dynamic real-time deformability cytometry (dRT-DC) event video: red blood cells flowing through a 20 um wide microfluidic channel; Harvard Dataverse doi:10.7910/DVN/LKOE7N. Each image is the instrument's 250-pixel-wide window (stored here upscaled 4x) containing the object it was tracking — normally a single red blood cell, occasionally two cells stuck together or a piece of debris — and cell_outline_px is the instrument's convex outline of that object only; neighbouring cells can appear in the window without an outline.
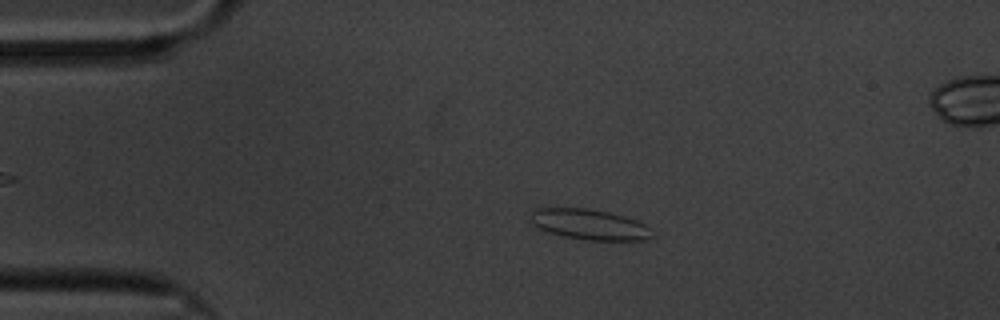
{"species": "common noctule bat (a hibernating species)", "species_latin": "Nyctalus noctula", "temperature_condition": "cold", "stored_images_in_passage": 60, "camera_frame_rate_fps": 3000, "um_per_image_px": 0.085, "animal": {"sex": "male", "body_mass_g": 20.1, "forearm_length_mm": 53.5}, "frame": {"image": 1, "passage_image": 12, "time_ms": 3.667, "image_size_px": [1000, 320], "cell_outline_px": [[652, 236], [648, 240], [584, 240], [560, 236], [548, 232], [532, 224], [532, 212], [536, 208], [588, 208], [608, 212], [624, 216], [636, 220], [652, 228]], "centroid_in_image_um": [50.13, 19.09], "position_along_channel_um": 34.9, "area_um2": 21.68}}
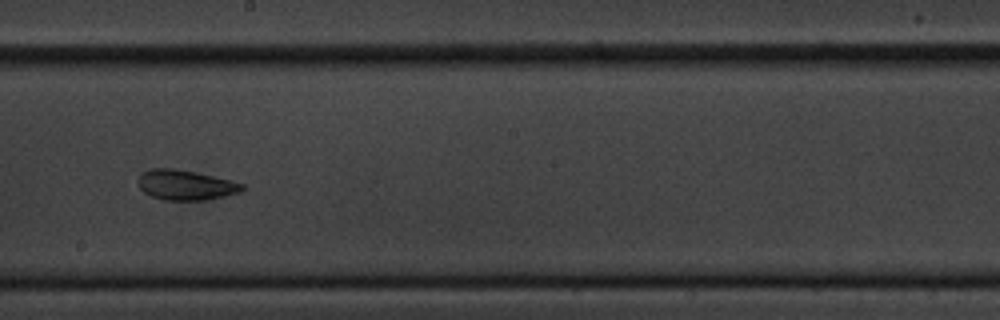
{"frame": {"image": 2, "passage_image": 33, "time_ms": 10.667, "image_size_px": [1000, 320], "cell_outline_px": [[248, 188], [240, 192], [208, 200], [164, 200], [152, 196], [144, 192], [136, 184], [136, 180], [140, 172], [148, 168], [172, 168], [232, 180], [244, 184]], "centroid_in_image_um": [15.75, 15.72], "position_along_channel_um": 232.5, "area_um2": 18.5}}
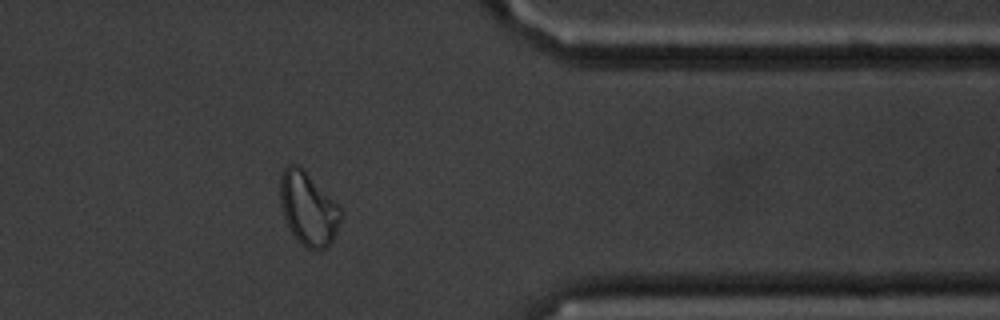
{"frame": {"image": 3, "passage_image": 48, "time_ms": 15.667, "image_size_px": [1000, 320], "cell_outline_px": [[344, 216], [332, 240], [320, 252], [304, 248], [300, 244], [292, 232], [284, 216], [280, 204], [280, 176], [284, 168], [288, 164], [300, 164], [304, 168], [344, 212]], "centroid_in_image_um": [26.21, 17.73], "position_along_channel_um": 385.2, "area_um2": 26.18}, "authors_computed_cell_mechanics": {"area_um2": 21.3571, "velocity_mm_per_s": 3.3476, "shape_relaxation_time_tau1_ms": null, "shape_relaxation_time_tau2_ms": 1.7958, "deformation_change_tau1": null, "deformation_change_tau2": 0.0841}}